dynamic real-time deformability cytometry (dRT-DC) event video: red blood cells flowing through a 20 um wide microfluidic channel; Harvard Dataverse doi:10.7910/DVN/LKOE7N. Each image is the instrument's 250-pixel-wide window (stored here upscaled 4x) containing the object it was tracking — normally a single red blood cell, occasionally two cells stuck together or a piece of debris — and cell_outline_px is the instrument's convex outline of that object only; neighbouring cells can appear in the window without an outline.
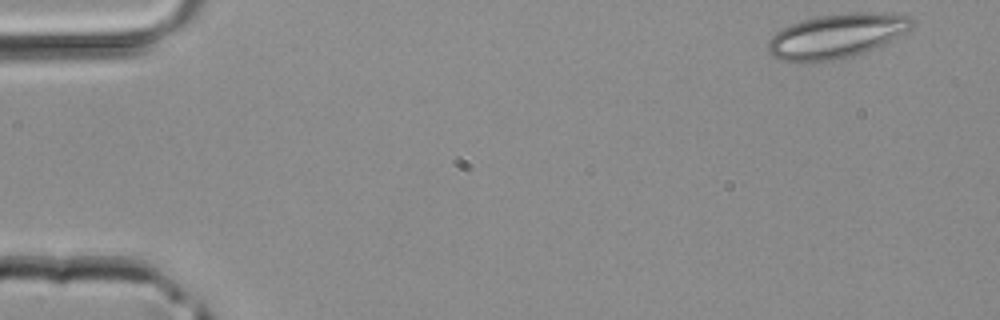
{"species": "common noctule bat (a hibernating species)", "species_latin": "Nyctalus noctula", "temperature_condition": "room temperature", "stored_images_in_passage": 6, "camera_frame_rate_fps": 3000, "um_per_image_px": 0.085, "animal": {"sex": "male", "body_mass_g": 20.4}, "frame": {"image": 1, "passage_image": 1, "time_ms": 0.0, "image_size_px": [1000, 320], "cell_outline_px": [[916, 20], [912, 28], [884, 44], [876, 48], [852, 56], [832, 60], [804, 64], [800, 64], [776, 60], [768, 52], [768, 40], [776, 32], [792, 24], [804, 20], [820, 16], [856, 12], [884, 12], [912, 16]], "centroid_in_image_um": [71.11, 3.08], "position_along_channel_um": 13.9, "area_um2": 37.69}}